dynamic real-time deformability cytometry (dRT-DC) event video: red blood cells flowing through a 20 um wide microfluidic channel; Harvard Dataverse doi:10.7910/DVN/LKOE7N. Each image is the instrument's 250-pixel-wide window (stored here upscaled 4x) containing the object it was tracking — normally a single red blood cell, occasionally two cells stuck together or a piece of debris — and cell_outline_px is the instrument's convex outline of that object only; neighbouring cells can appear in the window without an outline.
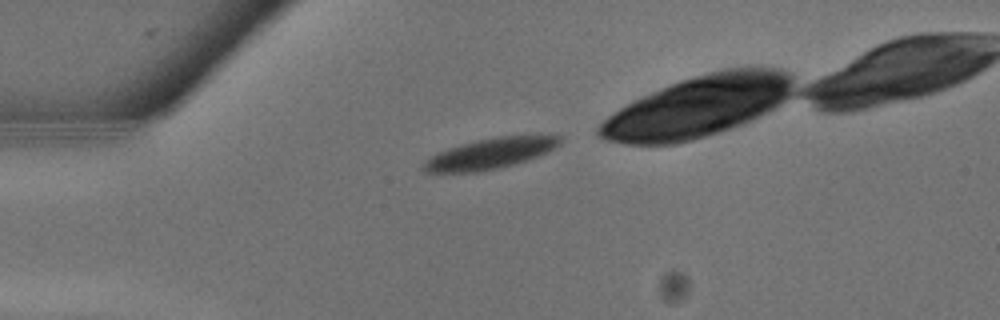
{"species": "common noctule bat (a hibernating species)", "species_latin": "Nyctalus noctula", "temperature_condition": "warm", "stored_images_in_passage": 6, "camera_frame_rate_fps": 3000, "um_per_image_px": 0.085, "animal": {"sex": "male", "body_mass_g": 13.3}, "frame": {"image": 1, "passage_image": 1, "time_ms": 0.0, "image_size_px": [1000, 320], "cell_outline_px": [[560, 144], [548, 152], [500, 168], [480, 172], [424, 172], [420, 168], [420, 164], [424, 160], [448, 148], [480, 140], [500, 136], [560, 136]], "centroid_in_image_um": [41.59, 13.08], "position_along_channel_um": 43.4, "area_um2": 23.81}}
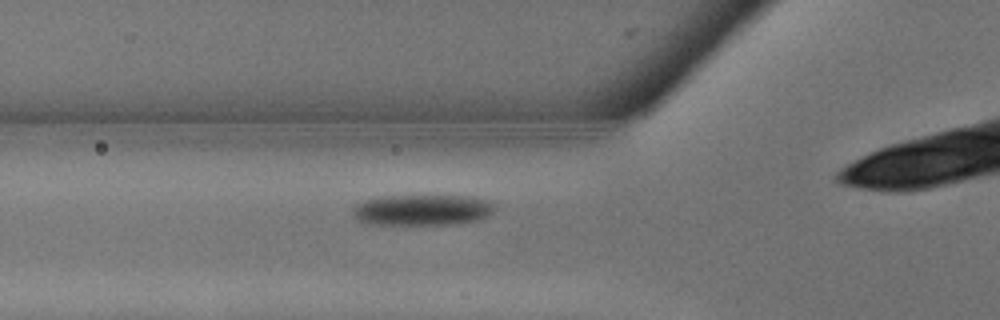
{"frame": {"image": 2, "passage_image": 4, "time_ms": 1.0, "image_size_px": [1000, 320], "cell_outline_px": [[496, 208], [488, 216], [476, 220], [460, 224], [364, 224], [356, 220], [352, 216], [352, 208], [356, 204], [380, 196], [472, 196], [492, 200], [496, 204]], "centroid_in_image_um": [35.92, 17.85], "position_along_channel_um": 89.9, "area_um2": 25.95}}
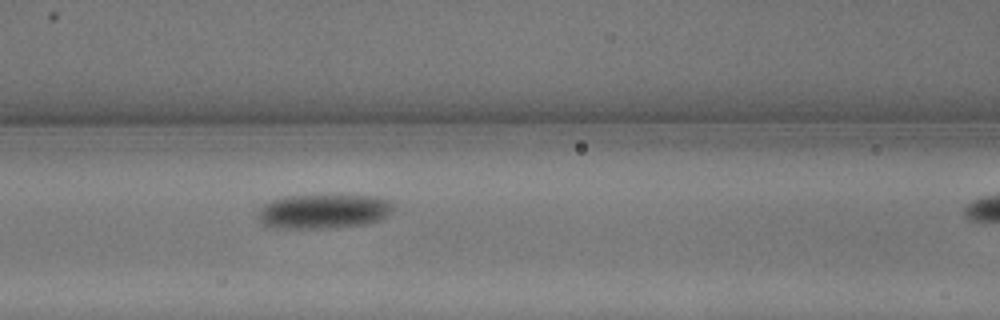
{"frame": {"image": 3, "passage_image": 6, "time_ms": 1.667, "image_size_px": [1000, 320], "cell_outline_px": [[396, 204], [388, 216], [380, 220], [364, 224], [328, 228], [268, 228], [260, 224], [256, 216], [260, 208], [264, 204], [272, 200], [284, 196], [324, 192], [328, 192], [372, 196], [392, 200]], "centroid_in_image_um": [27.49, 17.91], "position_along_channel_um": 139.1, "area_um2": 28.78}}